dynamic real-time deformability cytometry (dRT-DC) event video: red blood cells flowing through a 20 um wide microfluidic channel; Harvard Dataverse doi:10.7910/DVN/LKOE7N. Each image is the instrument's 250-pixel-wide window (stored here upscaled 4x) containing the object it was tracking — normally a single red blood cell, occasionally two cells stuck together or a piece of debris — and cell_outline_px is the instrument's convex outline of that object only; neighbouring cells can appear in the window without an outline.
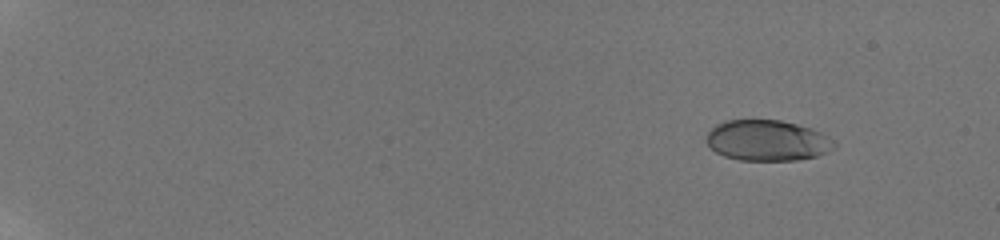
{"species": "human", "species_latin": "Homo sapiens", "temperature_condition": "room temperature", "stored_images_in_passage": 57, "camera_frame_rate_fps": 3000, "um_per_image_px": 0.085, "donor": {"sex": "male"}, "frame": {"image": 1, "passage_image": 7, "time_ms": 2.0, "image_size_px": [1000, 240], "cell_outline_px": [[836, 148], [828, 152], [816, 156], [796, 160], [740, 160], [724, 156], [716, 152], [708, 144], [708, 132], [716, 124], [724, 120], [780, 120], [812, 128], [820, 132], [832, 140], [836, 144]], "centroid_in_image_um": [65.24, 11.94], "position_along_channel_um": 19.8, "area_um2": 30.23}}
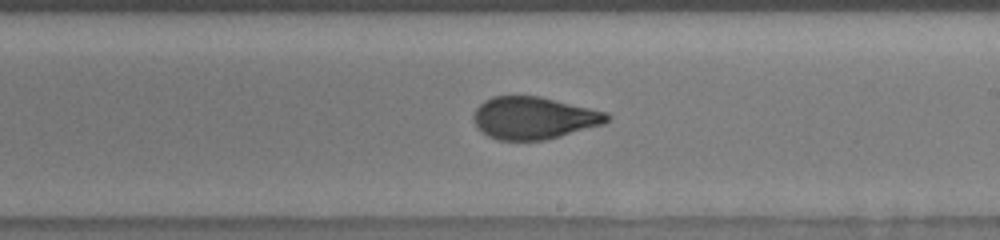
{"frame": {"image": 2, "passage_image": 38, "time_ms": 12.333, "image_size_px": [1000, 240], "cell_outline_px": [[612, 116], [604, 124], [560, 136], [544, 140], [496, 140], [488, 136], [476, 124], [472, 116], [476, 108], [484, 100], [492, 96], [540, 96], [608, 112]], "centroid_in_image_um": [45.4, 10.02], "position_along_channel_um": 243.6, "area_um2": 32.89}}
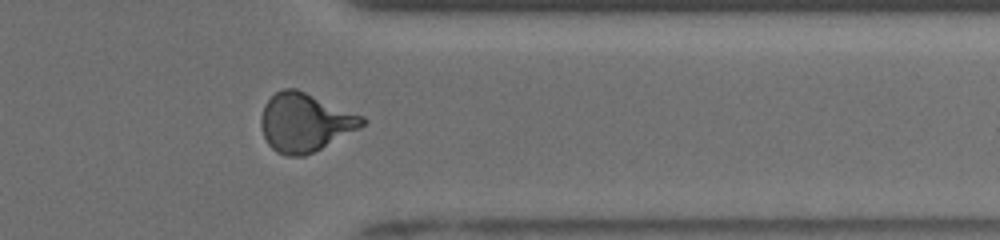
{"frame": {"image": 3, "passage_image": 49, "time_ms": 16.0, "image_size_px": [1000, 240], "cell_outline_px": [[364, 124], [360, 128], [304, 156], [288, 156], [276, 152], [268, 144], [260, 128], [260, 116], [264, 104], [276, 92], [284, 88], [296, 88], [364, 116]], "centroid_in_image_um": [25.88, 10.39], "position_along_channel_um": 385.5, "area_um2": 34.28}, "authors_computed_cell_mechanics": {"area_um2": 32.5992, "velocity_mm_per_s": 3.8941, "shape_relaxation_time_tau1_ms": 6.7974, "shape_relaxation_time_tau2_ms": null, "deformation_change_tau1": 0.2129, "deformation_change_tau2": null}}